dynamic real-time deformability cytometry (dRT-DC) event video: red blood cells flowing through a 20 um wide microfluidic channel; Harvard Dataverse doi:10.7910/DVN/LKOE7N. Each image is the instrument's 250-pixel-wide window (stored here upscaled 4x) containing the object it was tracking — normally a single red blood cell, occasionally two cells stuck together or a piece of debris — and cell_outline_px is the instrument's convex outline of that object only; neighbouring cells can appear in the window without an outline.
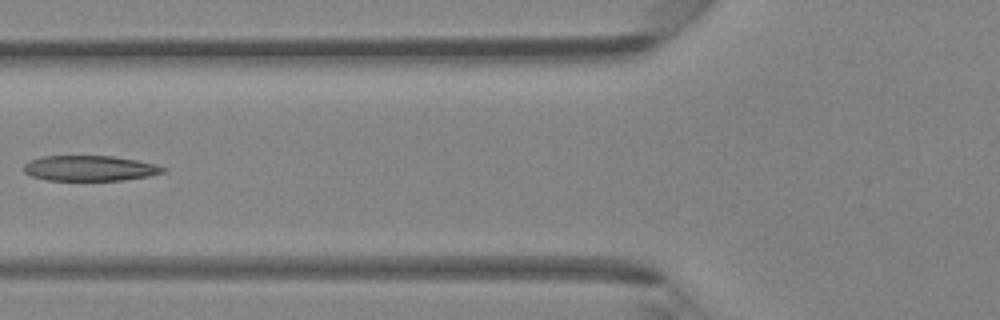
{"species": "Egyptian fruit bat (a non-hibernating species)", "species_latin": "Rousettus aegyptiacus", "temperature_condition": "room temperature", "stored_images_in_passage": 5, "camera_frame_rate_fps": 3000, "um_per_image_px": 0.085, "animal": {"sex": "female"}, "frame": {"image": 1, "passage_image": 5, "time_ms": 4.333, "image_size_px": [1000, 320], "cell_outline_px": [[164, 172], [148, 176], [124, 180], [48, 180], [32, 176], [24, 172], [24, 164], [28, 160], [40, 156], [112, 156], [136, 160], [156, 164], [164, 168]], "centroid_in_image_um": [7.59, 14.29], "position_along_channel_um": 118.2, "area_um2": 20.52}}